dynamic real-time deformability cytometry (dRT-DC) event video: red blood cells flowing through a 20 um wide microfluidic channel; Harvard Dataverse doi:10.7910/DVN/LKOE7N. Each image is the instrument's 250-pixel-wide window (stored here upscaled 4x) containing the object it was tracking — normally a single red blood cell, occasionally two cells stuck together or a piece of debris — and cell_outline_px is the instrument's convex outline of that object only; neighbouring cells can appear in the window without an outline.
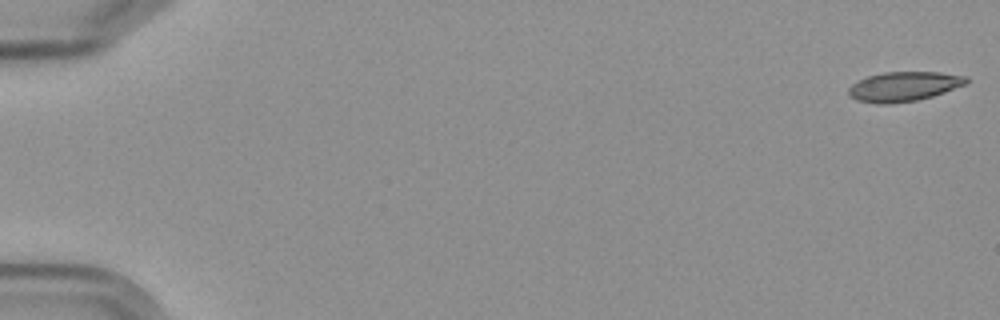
{"species": "Egyptian fruit bat (a non-hibernating species)", "species_latin": "Rousettus aegyptiacus", "temperature_condition": "cold", "stored_images_in_passage": 5, "segment_of_instrument_passage": [2, 2], "camera_frame_rate_fps": 3000, "um_per_image_px": 0.085, "frame": {"image": 1, "passage_image": 5, "time_ms": 5.0, "image_size_px": [1000, 320], "cell_outline_px": [[968, 84], [932, 96], [916, 100], [888, 104], [876, 104], [856, 100], [848, 92], [848, 88], [852, 84], [868, 76], [884, 72], [940, 72], [968, 76]], "centroid_in_image_um": [76.86, 7.35], "position_along_channel_um": 8.1, "area_um2": 20.29}}